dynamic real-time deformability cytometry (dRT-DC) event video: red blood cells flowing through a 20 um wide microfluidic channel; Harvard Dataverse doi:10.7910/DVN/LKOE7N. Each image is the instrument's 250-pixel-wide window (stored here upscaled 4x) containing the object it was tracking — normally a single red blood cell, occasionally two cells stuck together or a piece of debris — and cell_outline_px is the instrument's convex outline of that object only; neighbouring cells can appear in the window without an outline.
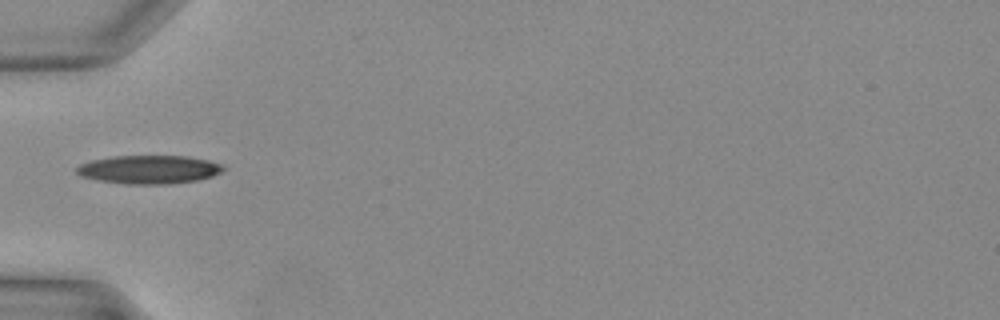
{"species": "Egyptian fruit bat (a non-hibernating species)", "species_latin": "Rousettus aegyptiacus", "temperature_condition": "warm", "stored_images_in_passage": 26, "camera_frame_rate_fps": 3000, "um_per_image_px": 0.085, "animal": {"sex": "female"}, "frame": {"image": 1, "passage_image": 1, "time_ms": 0.0, "image_size_px": [1000, 320], "cell_outline_px": [[228, 168], [212, 176], [196, 180], [168, 184], [124, 184], [96, 180], [80, 176], [76, 172], [76, 168], [80, 164], [92, 160], [112, 156], [184, 156], [208, 160], [220, 164]], "centroid_in_image_um": [12.64, 14.41], "position_along_channel_um": 72.4, "area_um2": 24.33}}
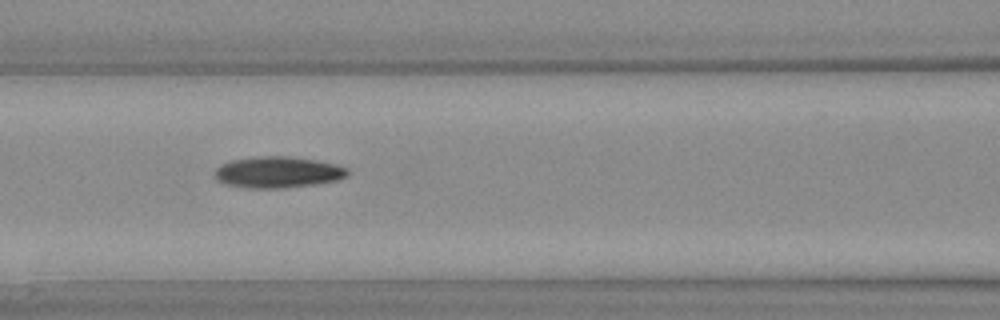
{"frame": {"image": 2, "passage_image": 5, "time_ms": 1.333, "image_size_px": [1000, 320], "cell_outline_px": [[348, 176], [340, 180], [316, 184], [284, 188], [248, 188], [224, 184], [216, 180], [212, 176], [216, 168], [220, 164], [232, 160], [264, 156], [288, 156], [336, 164], [348, 168]], "centroid_in_image_um": [23.6, 14.65], "position_along_channel_um": 143.0, "area_um2": 24.39}}
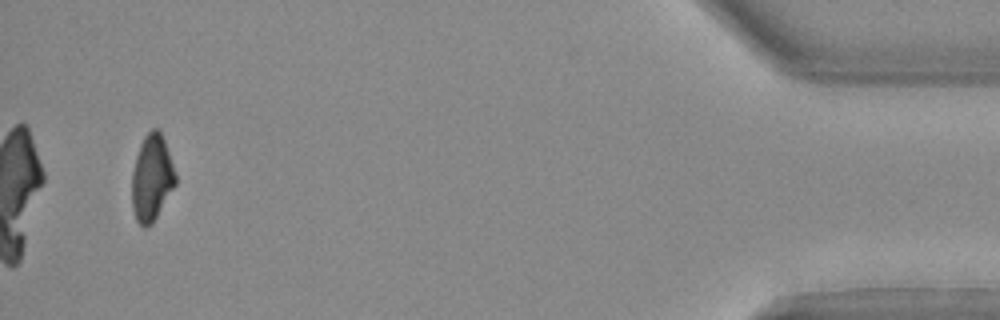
{"frame": {"image": 3, "passage_image": 25, "time_ms": 8.0, "image_size_px": [1000, 320], "cell_outline_px": [[176, 184], [152, 224], [144, 228], [136, 220], [132, 208], [132, 172], [136, 156], [140, 144], [144, 136], [152, 128], [156, 128], [160, 132], [164, 140], [176, 176]], "centroid_in_image_um": [12.88, 15.14], "position_along_channel_um": 422.3, "area_um2": 21.73}}